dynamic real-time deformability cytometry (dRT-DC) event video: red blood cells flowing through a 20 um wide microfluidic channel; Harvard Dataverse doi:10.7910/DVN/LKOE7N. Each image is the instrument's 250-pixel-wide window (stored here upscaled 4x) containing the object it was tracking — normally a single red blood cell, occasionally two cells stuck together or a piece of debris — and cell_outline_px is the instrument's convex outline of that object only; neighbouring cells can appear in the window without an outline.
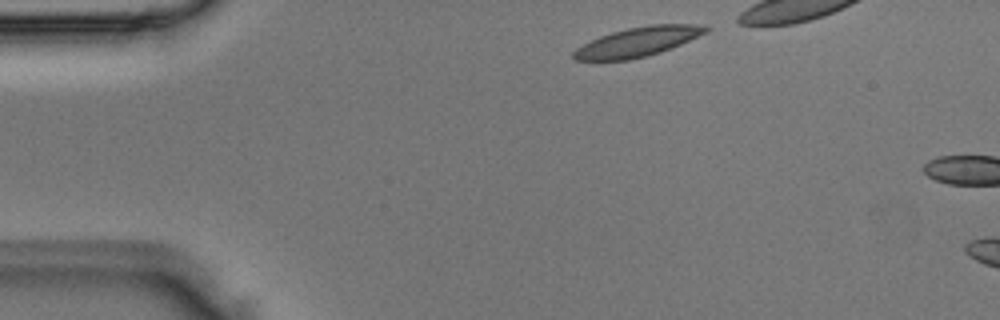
{"species": "Egyptian fruit bat (a non-hibernating species)", "species_latin": "Rousettus aegyptiacus", "temperature_condition": "room temperature", "stored_images_in_passage": 2, "camera_frame_rate_fps": 3000, "um_per_image_px": 0.085, "animal": {"sex": "male"}, "frame": {"image": 1, "passage_image": 1, "time_ms": 0.0, "image_size_px": [1000, 320], "cell_outline_px": [[708, 32], [680, 44], [660, 52], [648, 56], [628, 60], [576, 60], [572, 56], [572, 52], [576, 48], [600, 36], [612, 32], [628, 28], [652, 24], [696, 24], [708, 28]], "centroid_in_image_um": [54.2, 3.56], "position_along_channel_um": 30.8, "area_um2": 22.37}}